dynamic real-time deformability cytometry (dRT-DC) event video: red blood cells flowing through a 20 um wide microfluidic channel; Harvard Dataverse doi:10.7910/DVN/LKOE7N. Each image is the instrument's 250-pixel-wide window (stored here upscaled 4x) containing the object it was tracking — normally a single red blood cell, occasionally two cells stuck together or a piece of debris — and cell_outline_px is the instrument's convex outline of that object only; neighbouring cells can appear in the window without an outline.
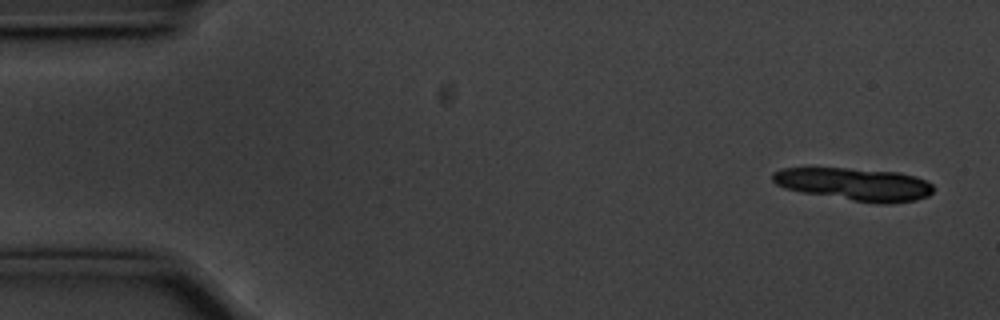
{"species": "common noctule bat (a hibernating species)", "species_latin": "Nyctalus noctula", "temperature_condition": "cold", "stored_images_in_passage": 13, "camera_frame_rate_fps": 3000, "um_per_image_px": 0.085, "animal": {"sex": "male", "body_mass_g": 20.1, "forearm_length_mm": 53.5}, "frame": {"image": 1, "passage_image": 3, "time_ms": 0.667, "image_size_px": [1000, 320], "cell_outline_px": [[932, 192], [928, 196], [916, 200], [892, 204], [880, 204], [852, 200], [804, 192], [784, 188], [776, 184], [772, 180], [772, 172], [780, 168], [848, 168], [900, 172], [916, 176], [928, 180], [932, 184]], "centroid_in_image_um": [72.67, 15.65], "position_along_channel_um": 12.3, "area_um2": 30.75}}